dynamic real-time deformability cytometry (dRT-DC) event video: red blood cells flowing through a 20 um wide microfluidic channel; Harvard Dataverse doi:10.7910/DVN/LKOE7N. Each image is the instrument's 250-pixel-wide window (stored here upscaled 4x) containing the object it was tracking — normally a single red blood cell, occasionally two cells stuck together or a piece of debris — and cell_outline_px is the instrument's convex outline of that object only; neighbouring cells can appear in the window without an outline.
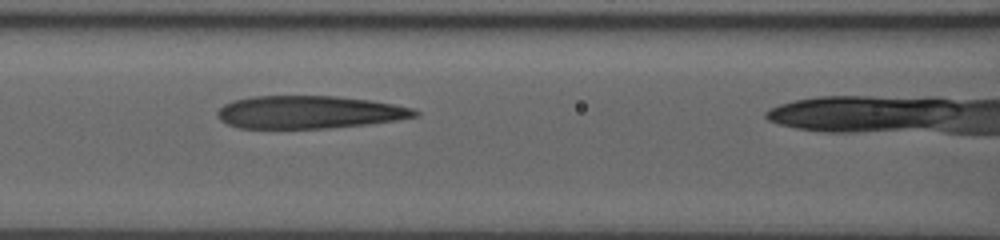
{"species": "human", "species_latin": "Homo sapiens", "temperature_condition": "room temperature", "stored_images_in_passage": 28, "camera_frame_rate_fps": 3000, "um_per_image_px": 0.085, "donor": {"sex": "male"}, "frame": {"image": 1, "passage_image": 5, "time_ms": 1.333, "image_size_px": [1000, 240], "cell_outline_px": [[420, 116], [396, 120], [368, 124], [328, 128], [240, 128], [228, 124], [220, 120], [216, 116], [216, 112], [224, 104], [232, 100], [252, 96], [336, 96], [368, 100], [392, 104], [412, 108], [420, 112]], "centroid_in_image_um": [26.25, 9.53], "position_along_channel_um": 140.3, "area_um2": 37.74}}
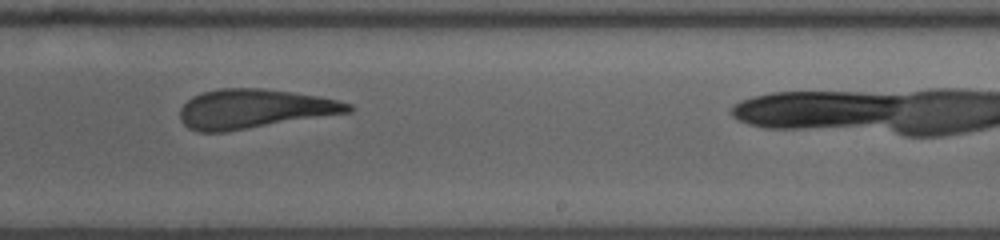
{"frame": {"image": 2, "passage_image": 15, "time_ms": 4.667, "image_size_px": [1000, 240], "cell_outline_px": [[356, 108], [352, 112], [224, 132], [196, 132], [188, 128], [180, 120], [180, 108], [192, 96], [204, 92], [220, 88], [264, 88], [320, 96], [352, 104]], "centroid_in_image_um": [21.61, 9.25], "position_along_channel_um": 267.4, "area_um2": 38.61}}
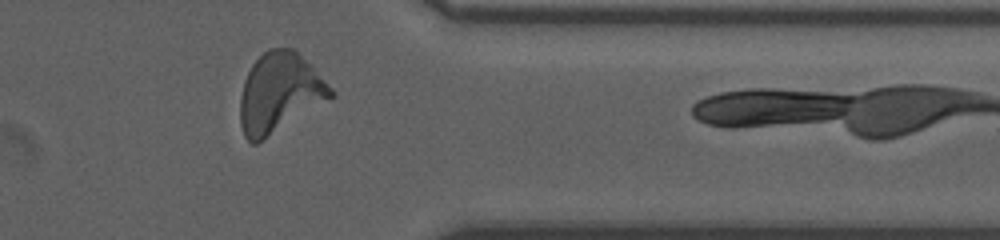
{"frame": {"image": 3, "passage_image": 25, "time_ms": 8.0, "image_size_px": [1000, 240], "cell_outline_px": [[336, 92], [332, 96], [256, 144], [252, 144], [244, 136], [240, 124], [240, 100], [244, 80], [252, 64], [268, 48], [296, 48], [312, 64]], "centroid_in_image_um": [23.75, 7.84], "position_along_channel_um": 387.7, "area_um2": 41.67}, "authors_computed_cell_mechanics": {"area_um2": 38.4948, "velocity_mm_per_s": 3.8153, "shape_relaxation_time_tau1_ms": 8.1042, "shape_relaxation_time_tau2_ms": 1.3842, "deformation_change_tau1": 0.257, "deformation_change_tau2": 0.103}}